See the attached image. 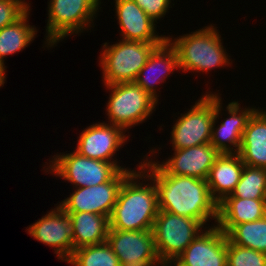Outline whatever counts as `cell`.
Masks as SVG:
<instances>
[{
    "label": "cell",
    "mask_w": 266,
    "mask_h": 266,
    "mask_svg": "<svg viewBox=\"0 0 266 266\" xmlns=\"http://www.w3.org/2000/svg\"><path fill=\"white\" fill-rule=\"evenodd\" d=\"M159 163L146 158L138 165L143 178L153 180L156 185L159 210L198 220L203 225L209 218L217 222L218 203L210 194L207 180L170 175Z\"/></svg>",
    "instance_id": "6da1fadb"
},
{
    "label": "cell",
    "mask_w": 266,
    "mask_h": 266,
    "mask_svg": "<svg viewBox=\"0 0 266 266\" xmlns=\"http://www.w3.org/2000/svg\"><path fill=\"white\" fill-rule=\"evenodd\" d=\"M143 171H133L123 182L109 217V229L122 231L152 230L159 212L156 185L142 186ZM136 180V181H135ZM153 183V185H152Z\"/></svg>",
    "instance_id": "7a4b0ae2"
},
{
    "label": "cell",
    "mask_w": 266,
    "mask_h": 266,
    "mask_svg": "<svg viewBox=\"0 0 266 266\" xmlns=\"http://www.w3.org/2000/svg\"><path fill=\"white\" fill-rule=\"evenodd\" d=\"M217 31L216 27L210 25L175 40L167 37L178 54L179 69L183 72H208L217 67L229 66L230 59Z\"/></svg>",
    "instance_id": "3957f363"
},
{
    "label": "cell",
    "mask_w": 266,
    "mask_h": 266,
    "mask_svg": "<svg viewBox=\"0 0 266 266\" xmlns=\"http://www.w3.org/2000/svg\"><path fill=\"white\" fill-rule=\"evenodd\" d=\"M164 42L122 40L113 45H103L100 66L104 85L134 82L152 51Z\"/></svg>",
    "instance_id": "277c9868"
},
{
    "label": "cell",
    "mask_w": 266,
    "mask_h": 266,
    "mask_svg": "<svg viewBox=\"0 0 266 266\" xmlns=\"http://www.w3.org/2000/svg\"><path fill=\"white\" fill-rule=\"evenodd\" d=\"M105 86L112 90L106 108L109 123L124 130L144 122L158 103L135 82Z\"/></svg>",
    "instance_id": "5b68a950"
},
{
    "label": "cell",
    "mask_w": 266,
    "mask_h": 266,
    "mask_svg": "<svg viewBox=\"0 0 266 266\" xmlns=\"http://www.w3.org/2000/svg\"><path fill=\"white\" fill-rule=\"evenodd\" d=\"M203 227L198 220L159 210L152 232L161 263L175 260L203 231Z\"/></svg>",
    "instance_id": "8992f818"
},
{
    "label": "cell",
    "mask_w": 266,
    "mask_h": 266,
    "mask_svg": "<svg viewBox=\"0 0 266 266\" xmlns=\"http://www.w3.org/2000/svg\"><path fill=\"white\" fill-rule=\"evenodd\" d=\"M63 155L56 154L47 169L76 188L96 186L110 181L120 170H128L119 163L94 160L80 155L75 150Z\"/></svg>",
    "instance_id": "52a82bcc"
},
{
    "label": "cell",
    "mask_w": 266,
    "mask_h": 266,
    "mask_svg": "<svg viewBox=\"0 0 266 266\" xmlns=\"http://www.w3.org/2000/svg\"><path fill=\"white\" fill-rule=\"evenodd\" d=\"M48 9L46 46L53 47L66 36L90 26L100 8L92 0H50Z\"/></svg>",
    "instance_id": "ba28073f"
},
{
    "label": "cell",
    "mask_w": 266,
    "mask_h": 266,
    "mask_svg": "<svg viewBox=\"0 0 266 266\" xmlns=\"http://www.w3.org/2000/svg\"><path fill=\"white\" fill-rule=\"evenodd\" d=\"M214 112L215 93H208L204 94L187 113L181 114L171 132L173 150L210 143Z\"/></svg>",
    "instance_id": "9c48e42d"
},
{
    "label": "cell",
    "mask_w": 266,
    "mask_h": 266,
    "mask_svg": "<svg viewBox=\"0 0 266 266\" xmlns=\"http://www.w3.org/2000/svg\"><path fill=\"white\" fill-rule=\"evenodd\" d=\"M134 170H120L110 181L76 188L59 206L65 212H89L110 217L124 180Z\"/></svg>",
    "instance_id": "30bf717a"
},
{
    "label": "cell",
    "mask_w": 266,
    "mask_h": 266,
    "mask_svg": "<svg viewBox=\"0 0 266 266\" xmlns=\"http://www.w3.org/2000/svg\"><path fill=\"white\" fill-rule=\"evenodd\" d=\"M107 243L121 266H162L156 253L152 230L109 229Z\"/></svg>",
    "instance_id": "8fae6325"
},
{
    "label": "cell",
    "mask_w": 266,
    "mask_h": 266,
    "mask_svg": "<svg viewBox=\"0 0 266 266\" xmlns=\"http://www.w3.org/2000/svg\"><path fill=\"white\" fill-rule=\"evenodd\" d=\"M221 102V97H219L218 94H215V118L212 124L210 144L219 153H238L242 142L243 132L250 117L257 109L249 107L242 110L238 101L230 102L226 107V110L230 115L229 118L225 119L219 127L215 128V123L217 118H219L222 107Z\"/></svg>",
    "instance_id": "7c38bea8"
},
{
    "label": "cell",
    "mask_w": 266,
    "mask_h": 266,
    "mask_svg": "<svg viewBox=\"0 0 266 266\" xmlns=\"http://www.w3.org/2000/svg\"><path fill=\"white\" fill-rule=\"evenodd\" d=\"M27 230L28 234L36 240L50 247L52 246L58 259L66 262L72 256L71 220L69 215L59 205Z\"/></svg>",
    "instance_id": "4fadbf2b"
},
{
    "label": "cell",
    "mask_w": 266,
    "mask_h": 266,
    "mask_svg": "<svg viewBox=\"0 0 266 266\" xmlns=\"http://www.w3.org/2000/svg\"><path fill=\"white\" fill-rule=\"evenodd\" d=\"M125 131L117 125L95 123L79 135L75 151L94 160L118 163L117 160L113 161L112 156L126 142L128 136L123 133Z\"/></svg>",
    "instance_id": "5bb4252c"
},
{
    "label": "cell",
    "mask_w": 266,
    "mask_h": 266,
    "mask_svg": "<svg viewBox=\"0 0 266 266\" xmlns=\"http://www.w3.org/2000/svg\"><path fill=\"white\" fill-rule=\"evenodd\" d=\"M175 261L180 266H227V235L213 225L202 231Z\"/></svg>",
    "instance_id": "9a60e30c"
},
{
    "label": "cell",
    "mask_w": 266,
    "mask_h": 266,
    "mask_svg": "<svg viewBox=\"0 0 266 266\" xmlns=\"http://www.w3.org/2000/svg\"><path fill=\"white\" fill-rule=\"evenodd\" d=\"M220 153L210 144L174 150V155L159 164L168 174L207 180L211 167Z\"/></svg>",
    "instance_id": "2e32d148"
},
{
    "label": "cell",
    "mask_w": 266,
    "mask_h": 266,
    "mask_svg": "<svg viewBox=\"0 0 266 266\" xmlns=\"http://www.w3.org/2000/svg\"><path fill=\"white\" fill-rule=\"evenodd\" d=\"M116 16L122 40L140 42H165L167 37L155 33L156 23L134 0H115Z\"/></svg>",
    "instance_id": "e0dca14e"
},
{
    "label": "cell",
    "mask_w": 266,
    "mask_h": 266,
    "mask_svg": "<svg viewBox=\"0 0 266 266\" xmlns=\"http://www.w3.org/2000/svg\"><path fill=\"white\" fill-rule=\"evenodd\" d=\"M178 68V54L175 48L166 40L152 51L134 82L158 102L157 97L159 96L156 94L155 84L164 83V79ZM157 70L159 73H157Z\"/></svg>",
    "instance_id": "ac0fdd59"
},
{
    "label": "cell",
    "mask_w": 266,
    "mask_h": 266,
    "mask_svg": "<svg viewBox=\"0 0 266 266\" xmlns=\"http://www.w3.org/2000/svg\"><path fill=\"white\" fill-rule=\"evenodd\" d=\"M244 166L238 153H220L215 159L207 184L212 198L217 203L234 191L241 179Z\"/></svg>",
    "instance_id": "d6986e66"
},
{
    "label": "cell",
    "mask_w": 266,
    "mask_h": 266,
    "mask_svg": "<svg viewBox=\"0 0 266 266\" xmlns=\"http://www.w3.org/2000/svg\"><path fill=\"white\" fill-rule=\"evenodd\" d=\"M266 216V199L225 197L218 203L216 225L227 234L235 225L256 221Z\"/></svg>",
    "instance_id": "ffe728a7"
},
{
    "label": "cell",
    "mask_w": 266,
    "mask_h": 266,
    "mask_svg": "<svg viewBox=\"0 0 266 266\" xmlns=\"http://www.w3.org/2000/svg\"><path fill=\"white\" fill-rule=\"evenodd\" d=\"M238 154L245 165L266 168V111L257 109L250 117Z\"/></svg>",
    "instance_id": "44dd1931"
},
{
    "label": "cell",
    "mask_w": 266,
    "mask_h": 266,
    "mask_svg": "<svg viewBox=\"0 0 266 266\" xmlns=\"http://www.w3.org/2000/svg\"><path fill=\"white\" fill-rule=\"evenodd\" d=\"M71 220L73 251L107 242L109 217L89 212H66Z\"/></svg>",
    "instance_id": "7402d4cb"
},
{
    "label": "cell",
    "mask_w": 266,
    "mask_h": 266,
    "mask_svg": "<svg viewBox=\"0 0 266 266\" xmlns=\"http://www.w3.org/2000/svg\"><path fill=\"white\" fill-rule=\"evenodd\" d=\"M29 10L15 23L0 30V64H4L7 55L22 51L34 40L37 30L29 25Z\"/></svg>",
    "instance_id": "603a6c76"
},
{
    "label": "cell",
    "mask_w": 266,
    "mask_h": 266,
    "mask_svg": "<svg viewBox=\"0 0 266 266\" xmlns=\"http://www.w3.org/2000/svg\"><path fill=\"white\" fill-rule=\"evenodd\" d=\"M226 235L233 244L266 253V216L235 225Z\"/></svg>",
    "instance_id": "cb8c5ba5"
},
{
    "label": "cell",
    "mask_w": 266,
    "mask_h": 266,
    "mask_svg": "<svg viewBox=\"0 0 266 266\" xmlns=\"http://www.w3.org/2000/svg\"><path fill=\"white\" fill-rule=\"evenodd\" d=\"M67 263L73 266H121L107 242L75 249Z\"/></svg>",
    "instance_id": "d4e9b609"
},
{
    "label": "cell",
    "mask_w": 266,
    "mask_h": 266,
    "mask_svg": "<svg viewBox=\"0 0 266 266\" xmlns=\"http://www.w3.org/2000/svg\"><path fill=\"white\" fill-rule=\"evenodd\" d=\"M243 199H266V168L245 165L231 195Z\"/></svg>",
    "instance_id": "484cf974"
},
{
    "label": "cell",
    "mask_w": 266,
    "mask_h": 266,
    "mask_svg": "<svg viewBox=\"0 0 266 266\" xmlns=\"http://www.w3.org/2000/svg\"><path fill=\"white\" fill-rule=\"evenodd\" d=\"M227 266H266V253L233 244L227 238Z\"/></svg>",
    "instance_id": "4316f807"
},
{
    "label": "cell",
    "mask_w": 266,
    "mask_h": 266,
    "mask_svg": "<svg viewBox=\"0 0 266 266\" xmlns=\"http://www.w3.org/2000/svg\"><path fill=\"white\" fill-rule=\"evenodd\" d=\"M30 6L25 0H0V30L20 19Z\"/></svg>",
    "instance_id": "83f0119b"
},
{
    "label": "cell",
    "mask_w": 266,
    "mask_h": 266,
    "mask_svg": "<svg viewBox=\"0 0 266 266\" xmlns=\"http://www.w3.org/2000/svg\"><path fill=\"white\" fill-rule=\"evenodd\" d=\"M134 2L146 12V14L157 22L158 19L164 17L170 8L171 0H134Z\"/></svg>",
    "instance_id": "f1b7e54d"
},
{
    "label": "cell",
    "mask_w": 266,
    "mask_h": 266,
    "mask_svg": "<svg viewBox=\"0 0 266 266\" xmlns=\"http://www.w3.org/2000/svg\"><path fill=\"white\" fill-rule=\"evenodd\" d=\"M5 65L0 64V87L5 83Z\"/></svg>",
    "instance_id": "f546056e"
},
{
    "label": "cell",
    "mask_w": 266,
    "mask_h": 266,
    "mask_svg": "<svg viewBox=\"0 0 266 266\" xmlns=\"http://www.w3.org/2000/svg\"><path fill=\"white\" fill-rule=\"evenodd\" d=\"M172 262H173L174 266H180L175 260L163 263L162 266H172V265H170V264H172Z\"/></svg>",
    "instance_id": "4dcf8cb0"
},
{
    "label": "cell",
    "mask_w": 266,
    "mask_h": 266,
    "mask_svg": "<svg viewBox=\"0 0 266 266\" xmlns=\"http://www.w3.org/2000/svg\"><path fill=\"white\" fill-rule=\"evenodd\" d=\"M92 1H93L98 7H100V6H99V4L101 3L100 0H92Z\"/></svg>",
    "instance_id": "1f68e13d"
}]
</instances>
